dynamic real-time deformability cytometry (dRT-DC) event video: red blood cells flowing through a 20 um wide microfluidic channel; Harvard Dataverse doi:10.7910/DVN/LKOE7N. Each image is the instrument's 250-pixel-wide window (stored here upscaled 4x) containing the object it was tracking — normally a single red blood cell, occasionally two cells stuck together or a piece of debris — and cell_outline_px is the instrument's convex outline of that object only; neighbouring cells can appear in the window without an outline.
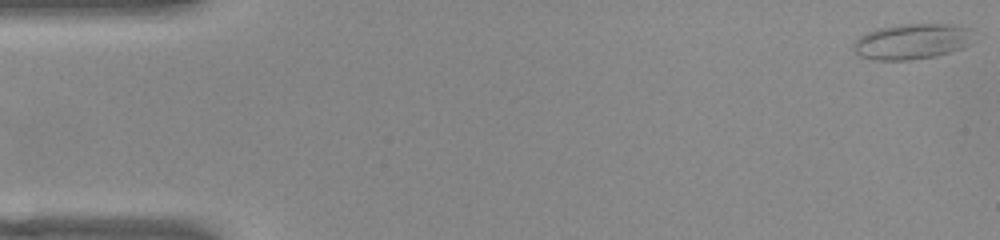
{"species": "common noctule bat (a hibernating species)", "species_latin": "Nyctalus noctula", "temperature_condition": "warm", "stored_images_in_passage": 51, "camera_frame_rate_fps": 3000, "um_per_image_px": 0.085, "animal": {"sex": "female", "body_mass_g": 22.0, "forearm_length_mm": 56.7}, "frame": {"image": 1, "passage_image": 1, "time_ms": 0.0, "image_size_px": [1000, 240], "cell_outline_px": [[976, 40], [972, 44], [964, 48], [936, 56], [912, 60], [872, 60], [860, 56], [852, 48], [852, 44], [860, 36], [876, 28], [900, 24], [956, 24], [968, 28]], "centroid_in_image_um": [77.55, 3.53], "position_along_channel_um": 7.4, "area_um2": 25.37}}
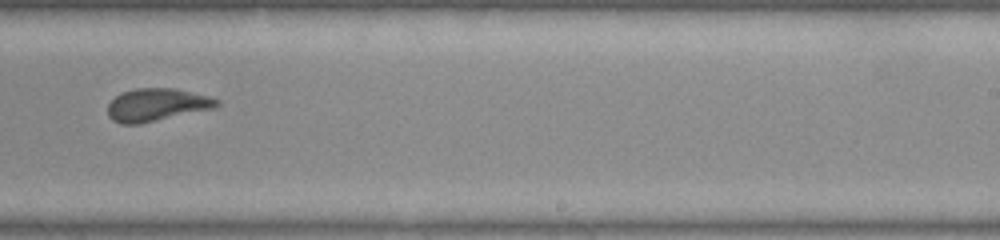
{"frame": {"image": 2, "passage_image": 32, "time_ms": 10.333, "image_size_px": [1000, 240], "cell_outline_px": [[220, 104], [212, 108], [140, 124], [120, 124], [112, 120], [108, 116], [108, 104], [116, 96], [124, 92], [136, 88], [172, 88], [208, 96], [220, 100]], "centroid_in_image_um": [13.29, 8.91], "position_along_channel_um": 275.7, "area_um2": 20.52}}
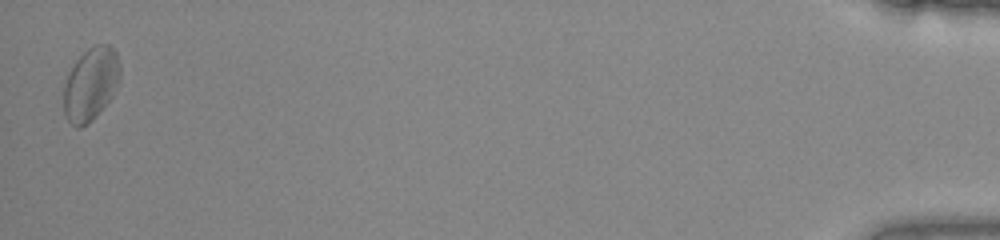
{"frame": {"image": 3, "passage_image": 51, "time_ms": 16.667, "image_size_px": [1000, 240], "cell_outline_px": [[120, 80], [112, 96], [92, 120], [88, 124], [80, 128], [76, 128], [68, 120], [64, 112], [64, 84], [68, 72], [76, 60], [88, 48], [96, 44], [108, 44], [116, 52], [120, 68]], "centroid_in_image_um": [7.71, 7.14], "position_along_channel_um": 427.5, "area_um2": 23.99}, "authors_computed_cell_mechanics": {"area_um2": 21.097, "velocity_mm_per_s": 3.9349, "shape_relaxation_time_tau1_ms": 6.98, "shape_relaxation_time_tau2_ms": 1.2907, "deformation_change_tau1": 0.1551, "deformation_change_tau2": 0.07}}